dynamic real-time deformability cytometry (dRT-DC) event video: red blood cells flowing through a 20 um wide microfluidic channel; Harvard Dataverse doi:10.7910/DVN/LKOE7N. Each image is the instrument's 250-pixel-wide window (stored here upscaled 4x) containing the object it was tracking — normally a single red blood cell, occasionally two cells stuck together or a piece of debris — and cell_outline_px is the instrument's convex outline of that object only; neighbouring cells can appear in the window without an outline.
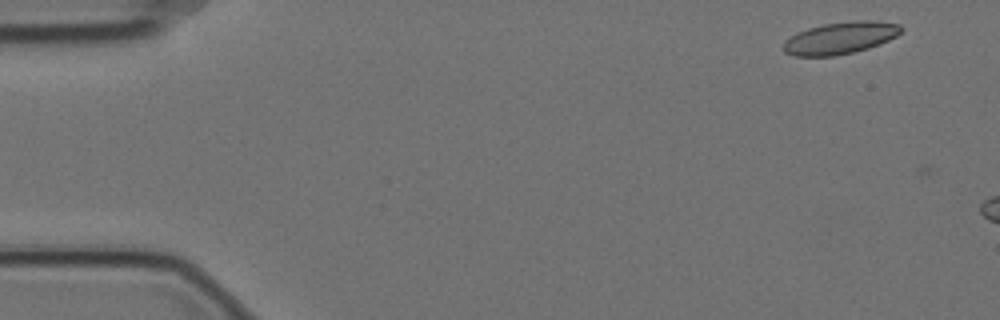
{"species": "Egyptian fruit bat (a non-hibernating species)", "species_latin": "Rousettus aegyptiacus", "temperature_condition": "cold", "stored_images_in_passage": 4, "camera_frame_rate_fps": 3000, "um_per_image_px": 0.085, "animal": {"sex": "female"}, "frame": {"image": 1, "passage_image": 3, "time_ms": 0.667, "image_size_px": [1000, 320], "cell_outline_px": [[904, 28], [896, 36], [888, 40], [868, 48], [836, 56], [792, 56], [784, 52], [784, 40], [796, 32], [808, 28], [824, 24], [856, 20], [872, 20], [900, 24]], "centroid_in_image_um": [71.4, 3.22], "position_along_channel_um": 13.6, "area_um2": 22.02}}